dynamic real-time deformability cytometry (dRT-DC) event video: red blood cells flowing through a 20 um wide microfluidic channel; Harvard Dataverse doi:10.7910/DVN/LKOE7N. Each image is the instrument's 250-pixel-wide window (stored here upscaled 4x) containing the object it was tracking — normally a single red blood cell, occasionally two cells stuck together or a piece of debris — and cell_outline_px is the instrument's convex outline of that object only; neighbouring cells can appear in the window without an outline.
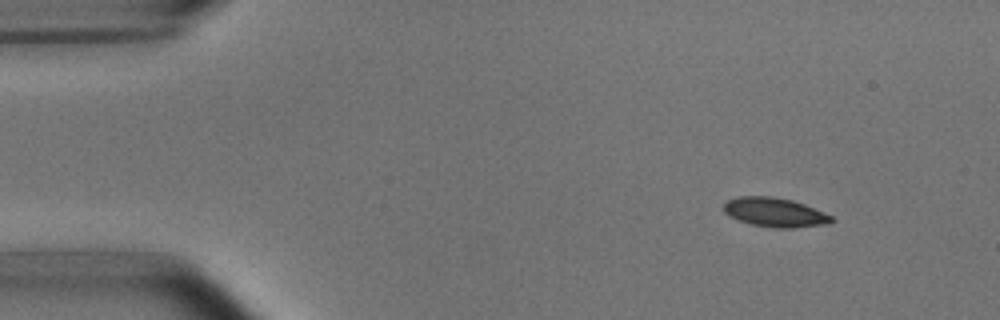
{"species": "common noctule bat (a hibernating species)", "species_latin": "Nyctalus noctula", "temperature_condition": "room temperature", "stored_images_in_passage": 6, "camera_frame_rate_fps": 3000, "um_per_image_px": 0.085, "animal": {"sex": "male", "body_mass_g": 15.6}, "frame": {"image": 1, "passage_image": 1, "time_ms": 0.0, "image_size_px": [1000, 320], "cell_outline_px": [[836, 220], [828, 224], [792, 228], [776, 228], [752, 224], [728, 216], [724, 212], [724, 204], [728, 200], [736, 196], [772, 196], [792, 200], [804, 204], [832, 216]], "centroid_in_image_um": [65.87, 18.04], "position_along_channel_um": 19.1, "area_um2": 18.32}}
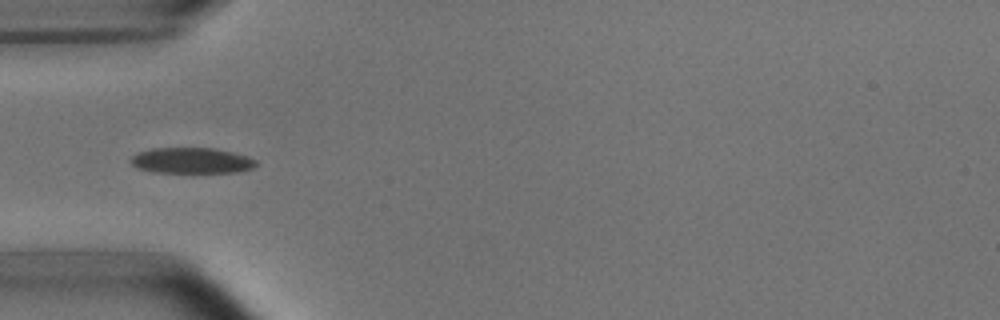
{"frame": {"image": 2, "passage_image": 4, "time_ms": 3.667, "image_size_px": [1000, 320], "cell_outline_px": [[260, 164], [252, 168], [236, 172], [152, 172], [136, 168], [128, 160], [136, 152], [152, 148], [212, 148], [232, 152], [248, 156], [256, 160]], "centroid_in_image_um": [16.25, 13.64], "position_along_channel_um": 68.7, "area_um2": 18.96}}
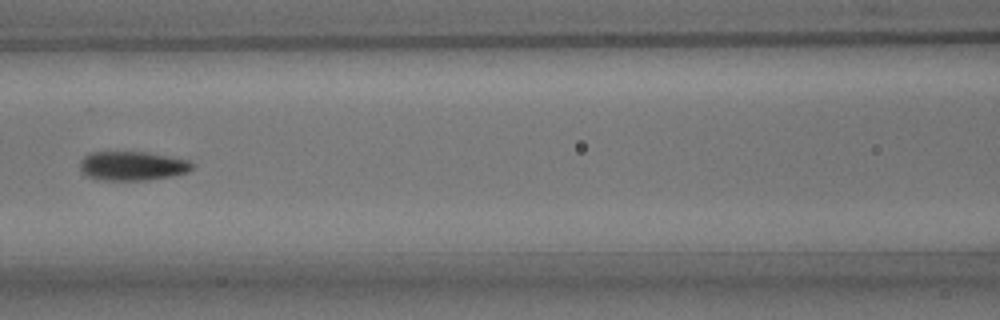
{"frame": {"image": 3, "passage_image": 6, "time_ms": 6.0, "image_size_px": [1000, 320], "cell_outline_px": [[192, 168], [188, 172], [172, 176], [148, 180], [100, 180], [88, 176], [80, 172], [80, 160], [84, 156], [92, 152], [144, 152], [188, 160], [192, 164]], "centroid_in_image_um": [11.21, 14.11], "position_along_channel_um": 155.4, "area_um2": 18.96}}